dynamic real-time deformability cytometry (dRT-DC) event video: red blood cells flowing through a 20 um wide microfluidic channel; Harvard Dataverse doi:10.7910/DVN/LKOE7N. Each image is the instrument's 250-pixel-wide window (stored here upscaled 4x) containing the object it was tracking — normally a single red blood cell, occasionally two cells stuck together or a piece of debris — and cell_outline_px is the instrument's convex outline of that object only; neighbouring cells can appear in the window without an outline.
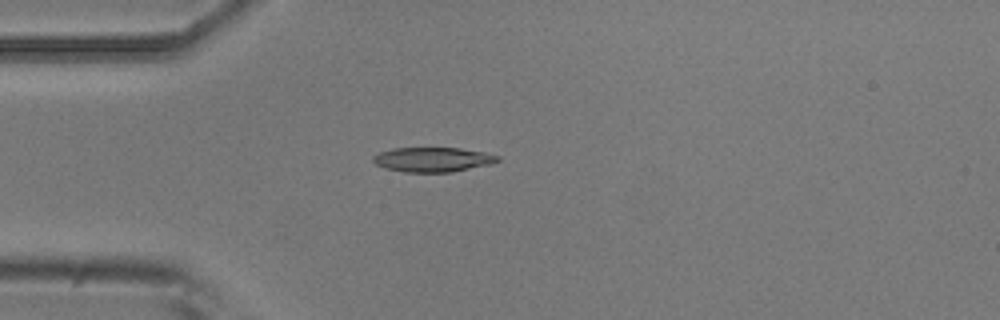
{"species": "common noctule bat (a hibernating species)", "species_latin": "Nyctalus noctula", "temperature_condition": "room temperature", "stored_images_in_passage": 4, "camera_frame_rate_fps": 3000, "um_per_image_px": 0.085, "animal": {"sex": "male", "body_mass_g": 20.5, "forearm_length_mm": 52.5}, "frame": {"image": 1, "passage_image": 4, "time_ms": 4.333, "image_size_px": [1000, 320], "cell_outline_px": [[500, 160], [492, 164], [452, 172], [404, 172], [384, 168], [376, 164], [372, 160], [372, 156], [380, 152], [392, 148], [460, 148], [484, 152], [500, 156]], "centroid_in_image_um": [36.79, 13.56], "position_along_channel_um": 48.2, "area_um2": 17.98}}